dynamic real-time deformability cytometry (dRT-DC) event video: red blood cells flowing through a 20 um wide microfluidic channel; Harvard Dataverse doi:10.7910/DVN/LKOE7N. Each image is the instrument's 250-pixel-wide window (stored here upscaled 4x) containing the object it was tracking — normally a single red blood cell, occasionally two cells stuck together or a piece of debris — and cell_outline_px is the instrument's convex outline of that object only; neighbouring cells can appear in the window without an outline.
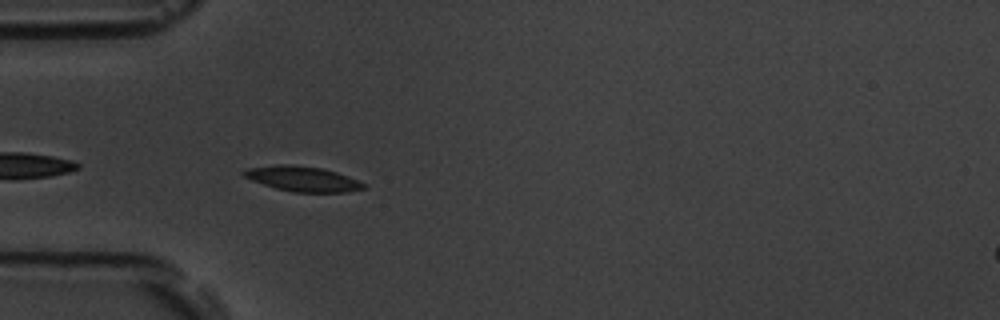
{"species": "common noctule bat (a hibernating species)", "species_latin": "Nyctalus noctula", "temperature_condition": "room temperature", "stored_images_in_passage": 36, "camera_frame_rate_fps": 3000, "um_per_image_px": 0.085, "animal": {"sex": "male", "body_mass_g": 19.5, "forearm_length_mm": 54.6}, "frame": {"image": 1, "passage_image": 2, "time_ms": 0.333, "image_size_px": [1000, 320], "cell_outline_px": [[364, 188], [348, 192], [292, 192], [276, 188], [252, 180], [244, 176], [240, 172], [248, 168], [280, 164], [292, 164], [320, 168], [336, 172], [348, 176], [364, 184]], "centroid_in_image_um": [25.69, 15.2], "position_along_channel_um": 59.3, "area_um2": 17.28}}
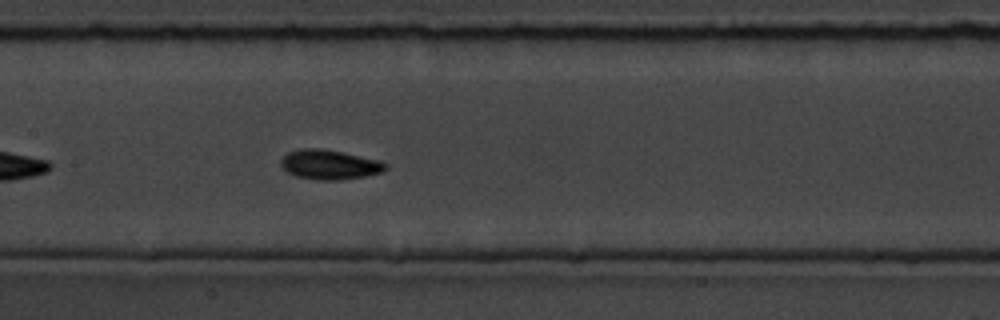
{"frame": {"image": 2, "passage_image": 12, "time_ms": 3.667, "image_size_px": [1000, 320], "cell_outline_px": [[388, 168], [380, 172], [364, 176], [340, 180], [320, 180], [296, 176], [288, 172], [280, 164], [280, 160], [288, 152], [300, 148], [320, 148], [344, 152], [380, 160], [388, 164]], "centroid_in_image_um": [28.02, 13.98], "position_along_channel_um": 179.4, "area_um2": 18.09}}
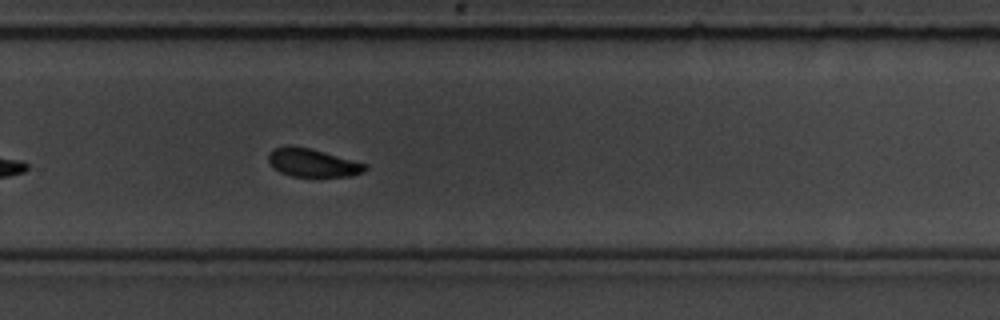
{"frame": {"image": 3, "passage_image": 22, "time_ms": 7.0, "image_size_px": [1000, 320], "cell_outline_px": [[368, 168], [364, 172], [352, 176], [292, 176], [280, 172], [268, 160], [268, 152], [272, 148], [288, 144], [292, 144], [324, 152], [368, 164]], "centroid_in_image_um": [26.57, 13.81], "position_along_channel_um": 303.2, "area_um2": 15.95}, "authors_computed_cell_mechanics": {"area_um2": 17.34, "velocity_mm_per_s": 3.7322, "shape_relaxation_time_tau1_ms": null, "shape_relaxation_time_tau2_ms": 9.4265, "deformation_change_tau1": null, "deformation_change_tau2": 0.1476}}